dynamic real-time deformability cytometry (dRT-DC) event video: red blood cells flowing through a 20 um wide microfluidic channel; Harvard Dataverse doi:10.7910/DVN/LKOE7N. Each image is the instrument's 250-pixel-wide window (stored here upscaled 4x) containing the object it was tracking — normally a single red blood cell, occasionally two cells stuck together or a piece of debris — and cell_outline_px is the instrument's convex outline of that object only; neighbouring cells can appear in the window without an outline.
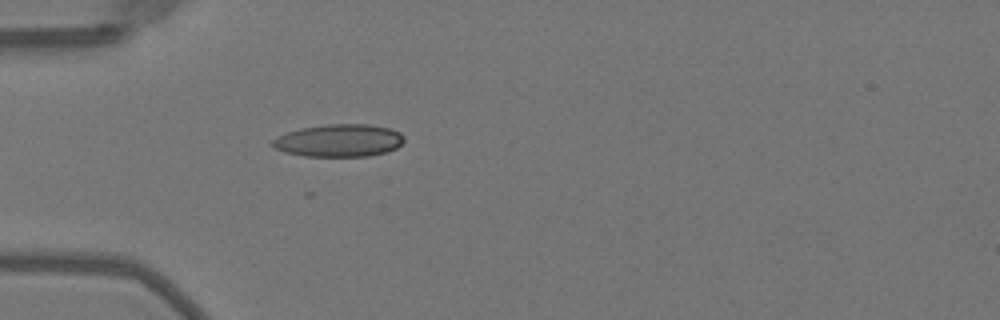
{"species": "Egyptian fruit bat (a non-hibernating species)", "species_latin": "Rousettus aegyptiacus", "temperature_condition": "warm", "stored_images_in_passage": 23, "camera_frame_rate_fps": 3000, "um_per_image_px": 0.085, "animal": {"sex": "female"}, "frame": {"image": 1, "passage_image": 1, "time_ms": 0.0, "image_size_px": [1000, 320], "cell_outline_px": [[404, 140], [396, 148], [388, 152], [368, 156], [304, 156], [284, 152], [272, 148], [268, 144], [276, 136], [300, 128], [328, 124], [368, 124], [392, 128], [400, 132], [404, 136]], "centroid_in_image_um": [28.79, 11.94], "position_along_channel_um": 56.2, "area_um2": 25.32}}
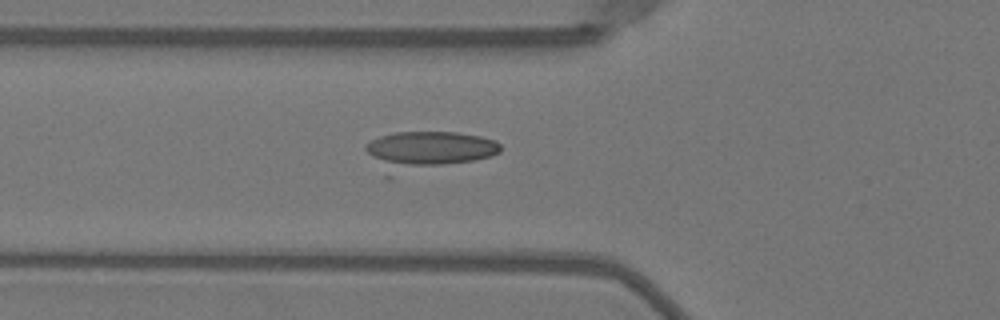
{"frame": {"image": 2, "passage_image": 4, "time_ms": 1.0, "image_size_px": [1000, 320], "cell_outline_px": [[500, 152], [492, 156], [388, 180], [384, 176], [364, 148], [364, 144], [380, 136], [396, 132], [456, 132], [480, 136], [496, 140], [500, 144]], "centroid_in_image_um": [36.26, 12.87], "position_along_channel_um": 89.5, "area_um2": 31.5}}
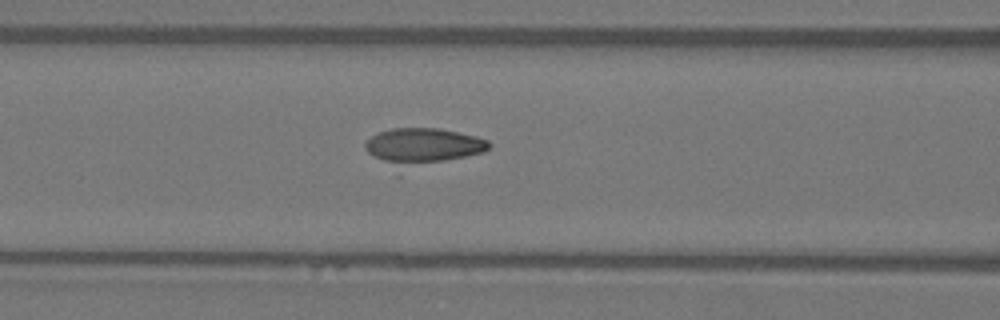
{"frame": {"image": 3, "passage_image": 7, "time_ms": 2.0, "image_size_px": [1000, 320], "cell_outline_px": [[492, 144], [484, 152], [400, 176], [368, 152], [364, 148], [364, 144], [372, 136], [380, 132], [392, 128], [440, 128], [476, 136], [488, 140]], "centroid_in_image_um": [35.9, 12.57], "position_along_channel_um": 130.7, "area_um2": 28.44}}